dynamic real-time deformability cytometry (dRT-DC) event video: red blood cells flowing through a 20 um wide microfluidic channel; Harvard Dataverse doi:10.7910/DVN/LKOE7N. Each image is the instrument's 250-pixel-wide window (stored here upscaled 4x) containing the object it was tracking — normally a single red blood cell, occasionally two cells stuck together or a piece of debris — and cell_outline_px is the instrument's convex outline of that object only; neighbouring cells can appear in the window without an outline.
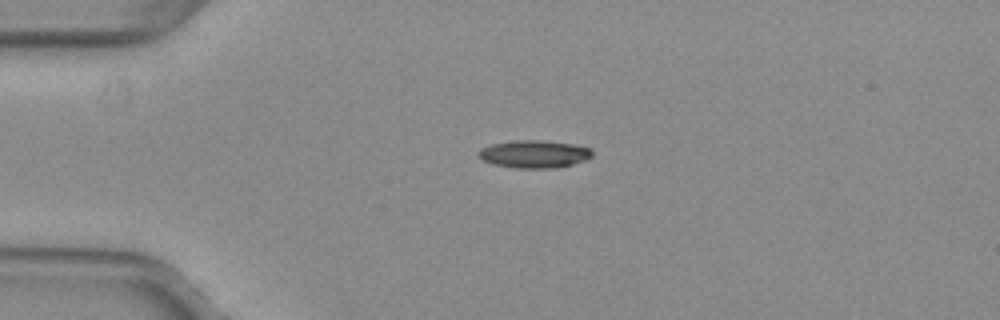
{"species": "common noctule bat (a hibernating species)", "species_latin": "Nyctalus noctula", "temperature_condition": "warm", "stored_images_in_passage": 40, "camera_frame_rate_fps": 3000, "um_per_image_px": 0.085, "animal": {"sex": "female", "body_mass_g": 29.2, "forearm_length_mm": 56.3}, "frame": {"image": 1, "passage_image": 1, "time_ms": 0.0, "image_size_px": [1000, 320], "cell_outline_px": [[592, 156], [588, 160], [556, 168], [516, 168], [492, 164], [484, 160], [476, 152], [480, 148], [492, 144], [516, 140], [544, 140], [572, 144], [588, 148], [592, 152]], "centroid_in_image_um": [45.4, 13.1], "position_along_channel_um": 39.6, "area_um2": 18.32}}
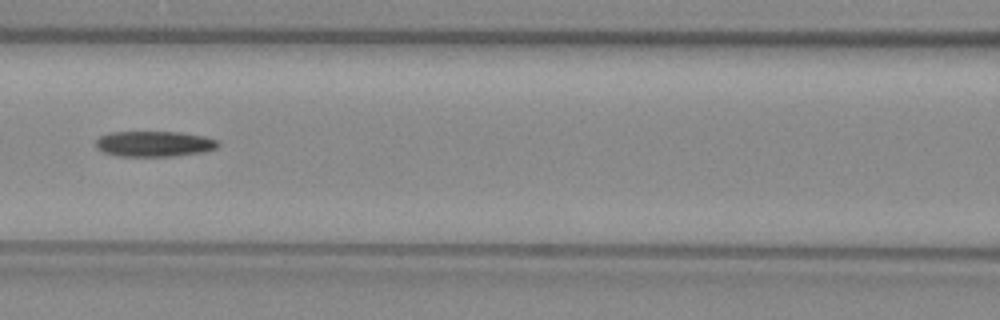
{"frame": {"image": 2, "passage_image": 12, "time_ms": 3.667, "image_size_px": [1000, 320], "cell_outline_px": [[220, 144], [216, 148], [204, 152], [176, 156], [116, 156], [104, 152], [96, 148], [96, 140], [100, 136], [112, 132], [180, 132], [204, 136], [216, 140]], "centroid_in_image_um": [13.11, 12.23], "position_along_channel_um": 153.5, "area_um2": 18.26}}
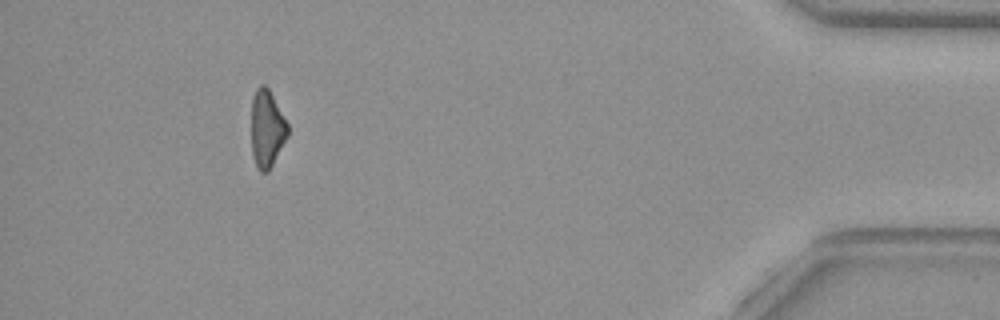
{"frame": {"image": 3, "passage_image": 36, "time_ms": 11.667, "image_size_px": [1000, 320], "cell_outline_px": [[288, 136], [268, 172], [260, 172], [252, 156], [252, 100], [256, 88], [260, 84], [264, 84], [268, 88], [288, 124]], "centroid_in_image_um": [22.68, 10.94], "position_along_channel_um": 412.5, "area_um2": 16.24}}